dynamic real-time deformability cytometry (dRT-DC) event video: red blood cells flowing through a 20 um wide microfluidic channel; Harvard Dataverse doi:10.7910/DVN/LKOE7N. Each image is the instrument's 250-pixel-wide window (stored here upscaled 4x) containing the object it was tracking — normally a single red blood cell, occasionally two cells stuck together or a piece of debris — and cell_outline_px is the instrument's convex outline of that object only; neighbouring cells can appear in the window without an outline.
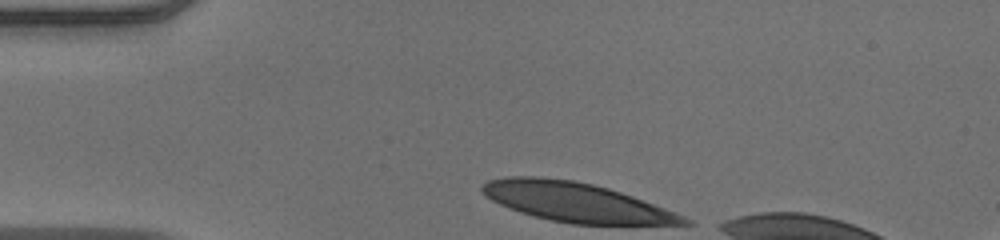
{"species": "human", "species_latin": "Homo sapiens", "temperature_condition": "warm", "stored_images_in_passage": 33, "camera_frame_rate_fps": 3000, "um_per_image_px": 0.085, "donor": {"sex": "male"}, "frame": {"image": 1, "passage_image": 1, "time_ms": 0.0, "image_size_px": [1000, 240], "cell_outline_px": [[692, 224], [572, 224], [552, 220], [536, 216], [500, 204], [492, 200], [480, 188], [488, 180], [508, 176], [536, 176], [572, 180], [592, 184], [608, 188], [632, 196], [684, 216], [692, 220]], "centroid_in_image_um": [48.97, 17.17], "position_along_channel_um": 36.0, "area_um2": 45.26}}
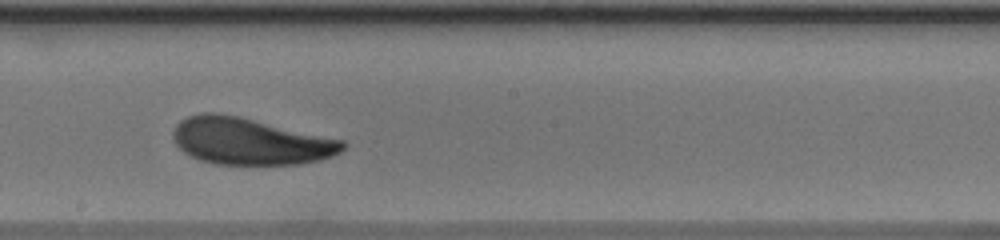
{"frame": {"image": 2, "passage_image": 19, "time_ms": 6.0, "image_size_px": [1000, 240], "cell_outline_px": [[348, 144], [340, 152], [332, 156], [320, 160], [300, 164], [216, 164], [200, 160], [184, 152], [176, 144], [172, 136], [172, 132], [176, 124], [180, 120], [188, 116], [200, 112], [216, 112], [240, 116], [344, 140]], "centroid_in_image_um": [21.25, 11.99], "position_along_channel_um": 227.0, "area_um2": 46.53}}
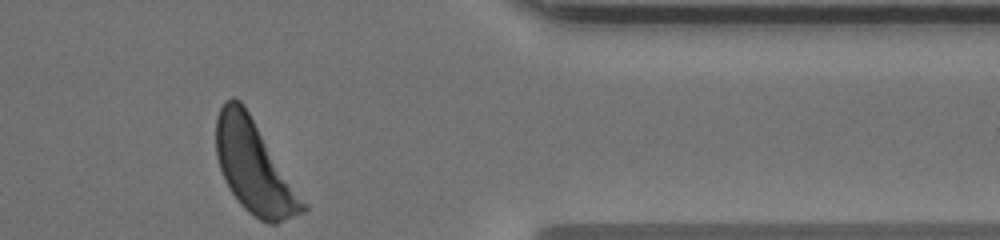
{"frame": {"image": 3, "passage_image": 33, "time_ms": 10.667, "image_size_px": [1000, 240], "cell_outline_px": [[308, 208], [304, 212], [276, 224], [268, 224], [260, 220], [248, 212], [240, 204], [224, 180], [216, 156], [216, 116], [224, 100], [232, 96], [240, 100], [244, 104], [308, 204]], "centroid_in_image_um": [21.61, 14.19], "position_along_channel_um": 389.8, "area_um2": 46.88}, "authors_computed_cell_mechanics": {"area_um2": 46.2978, "velocity_mm_per_s": 3.8955, "shape_relaxation_time_tau1_ms": 2.5324, "shape_relaxation_time_tau2_ms": null, "deformation_change_tau1": 0.1309, "deformation_change_tau2": null}}